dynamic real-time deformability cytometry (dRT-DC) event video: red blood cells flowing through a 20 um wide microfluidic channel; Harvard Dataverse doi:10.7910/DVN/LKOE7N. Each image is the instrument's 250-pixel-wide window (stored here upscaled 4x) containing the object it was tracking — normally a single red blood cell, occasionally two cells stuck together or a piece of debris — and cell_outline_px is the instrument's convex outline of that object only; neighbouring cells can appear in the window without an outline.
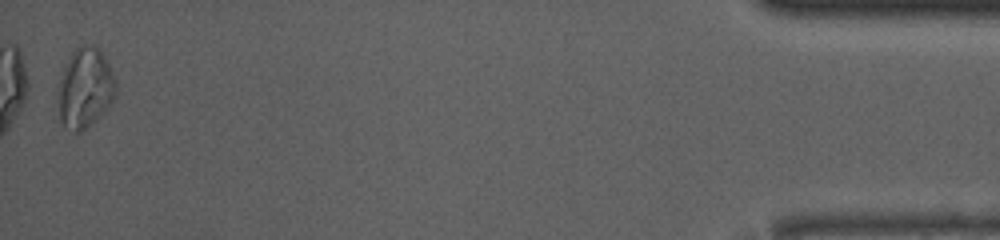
{"species": "common noctule bat (a hibernating species)", "species_latin": "Nyctalus noctula", "temperature_condition": "room temperature", "stored_images_in_passage": 37, "camera_frame_rate_fps": 3000, "um_per_image_px": 0.085, "animal": {"sex": "male", "body_mass_g": 13.0, "forearm_length_mm": 53.1}, "frame": {"image": 1, "passage_image": 37, "time_ms": 12.0, "image_size_px": [1000, 240], "cell_outline_px": [[116, 96], [108, 108], [80, 132], [76, 132], [64, 128], [60, 120], [56, 96], [56, 92], [64, 64], [72, 52], [80, 44], [92, 44], [100, 48], [116, 80]], "centroid_in_image_um": [7.2, 7.46], "position_along_channel_um": 428.0, "area_um2": 27.46}}